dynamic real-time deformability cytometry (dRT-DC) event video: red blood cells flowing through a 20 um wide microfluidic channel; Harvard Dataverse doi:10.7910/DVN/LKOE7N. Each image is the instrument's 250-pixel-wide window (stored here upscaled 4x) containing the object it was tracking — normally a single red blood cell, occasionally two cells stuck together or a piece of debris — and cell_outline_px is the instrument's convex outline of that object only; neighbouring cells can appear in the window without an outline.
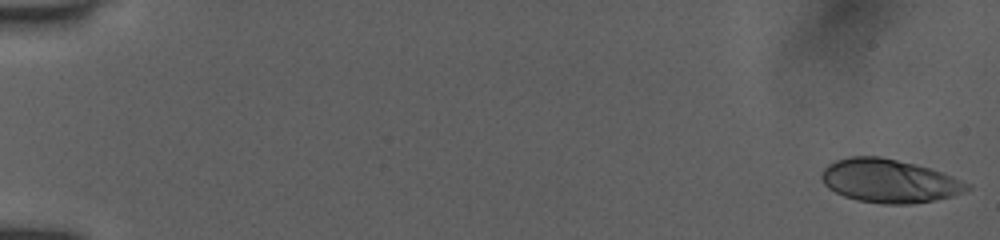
{"species": "human", "species_latin": "Homo sapiens", "temperature_condition": "room temperature", "stored_images_in_passage": 89, "camera_frame_rate_fps": 3000, "um_per_image_px": 0.085, "donor": {"sex": "female"}, "frame": {"image": 1, "passage_image": 1, "time_ms": 0.0, "image_size_px": [1000, 240], "cell_outline_px": [[972, 188], [964, 192], [952, 196], [912, 204], [880, 204], [856, 200], [844, 196], [828, 188], [824, 184], [820, 176], [824, 168], [828, 164], [836, 160], [852, 156], [880, 156], [928, 168], [940, 172], [972, 184]], "centroid_in_image_um": [75.56, 15.39], "position_along_channel_um": 9.4, "area_um2": 36.7}}
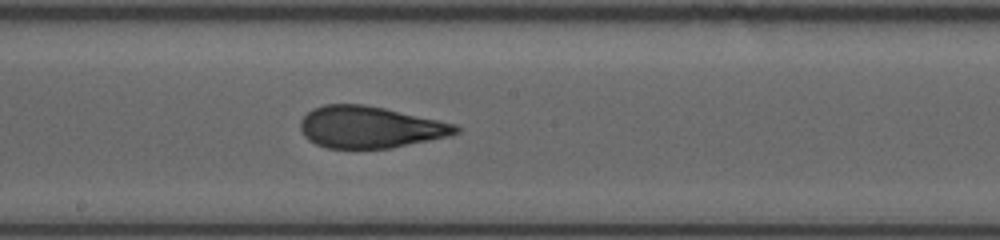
{"frame": {"image": 2, "passage_image": 49, "time_ms": 9.667, "image_size_px": [1000, 240], "cell_outline_px": [[464, 128], [460, 132], [448, 136], [392, 148], [328, 148], [316, 144], [308, 140], [304, 136], [300, 128], [300, 120], [312, 108], [324, 104], [364, 104], [384, 108], [456, 124]], "centroid_in_image_um": [31.44, 10.8], "position_along_channel_um": 216.8, "area_um2": 37.86}}
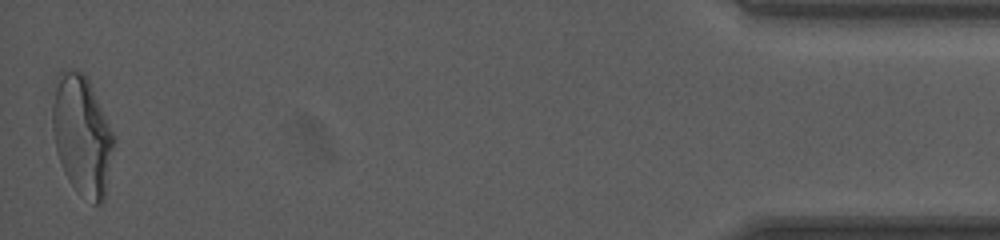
{"frame": {"image": 3, "passage_image": 88, "time_ms": 17.0, "image_size_px": [1000, 240], "cell_outline_px": [[116, 140], [104, 200], [100, 204], [92, 204], [76, 192], [64, 172], [56, 148], [52, 128], [52, 104], [56, 76], [60, 68], [68, 68], [84, 72], [88, 80]], "centroid_in_image_um": [6.96, 11.5], "position_along_channel_um": 428.2, "area_um2": 43.12}, "authors_computed_cell_mechanics": {"area_um2": 37.859, "velocity_mm_per_s": 3.9804, "shape_relaxation_time_tau1_ms": 6.9705, "shape_relaxation_time_tau2_ms": 1.4333, "deformation_change_tau1": 0.2504, "deformation_change_tau2": 0.0688}}